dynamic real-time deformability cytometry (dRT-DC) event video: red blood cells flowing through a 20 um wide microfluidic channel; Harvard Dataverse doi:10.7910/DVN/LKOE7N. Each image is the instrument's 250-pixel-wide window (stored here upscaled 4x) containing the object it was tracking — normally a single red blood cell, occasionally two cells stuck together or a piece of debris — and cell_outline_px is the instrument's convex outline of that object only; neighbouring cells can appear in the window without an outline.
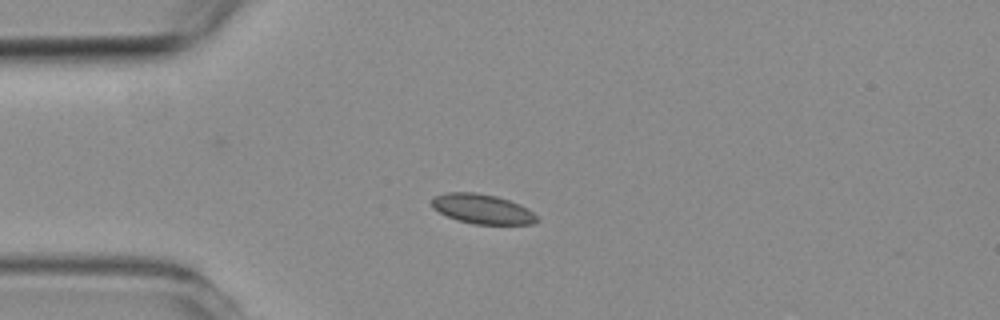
{"species": "common noctule bat (a hibernating species)", "species_latin": "Nyctalus noctula", "temperature_condition": "room temperature", "stored_images_in_passage": 3, "camera_frame_rate_fps": 3000, "um_per_image_px": 0.085, "animal": {"sex": "female", "body_mass_g": 19.3, "forearm_length_mm": 54.1}, "frame": {"image": 1, "passage_image": 3, "time_ms": 3.0, "image_size_px": [1000, 320], "cell_outline_px": [[540, 220], [532, 224], [472, 224], [456, 220], [432, 208], [432, 196], [448, 192], [476, 192], [496, 196], [520, 204], [528, 208]], "centroid_in_image_um": [40.99, 17.76], "position_along_channel_um": 44.0, "area_um2": 18.26}}